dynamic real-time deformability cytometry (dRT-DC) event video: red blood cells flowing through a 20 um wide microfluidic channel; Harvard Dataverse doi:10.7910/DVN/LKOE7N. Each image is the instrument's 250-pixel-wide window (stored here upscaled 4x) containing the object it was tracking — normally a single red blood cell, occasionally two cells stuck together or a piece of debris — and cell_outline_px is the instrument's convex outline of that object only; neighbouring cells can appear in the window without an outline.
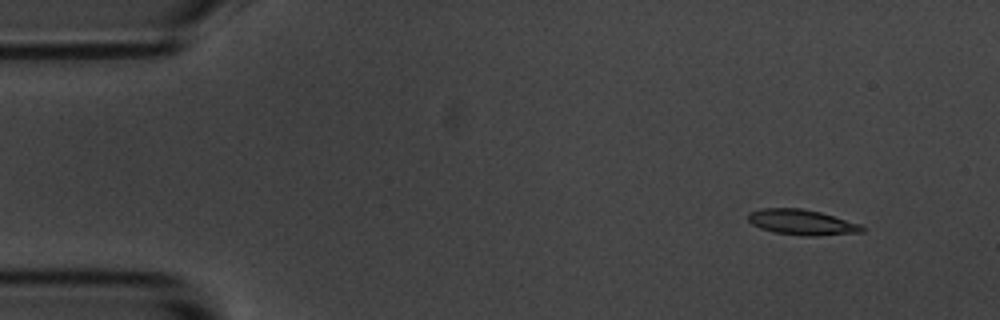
{"species": "common noctule bat (a hibernating species)", "species_latin": "Nyctalus noctula", "temperature_condition": "room temperature", "stored_images_in_passage": 5, "camera_frame_rate_fps": 3000, "um_per_image_px": 0.085, "animal": {"sex": "male", "body_mass_g": 20.1, "forearm_length_mm": 53.5}, "frame": {"image": 1, "passage_image": 2, "time_ms": 1.333, "image_size_px": [1000, 320], "cell_outline_px": [[864, 232], [816, 236], [804, 236], [776, 232], [760, 228], [752, 224], [748, 220], [748, 212], [760, 208], [800, 208], [820, 212], [860, 224], [864, 228]], "centroid_in_image_um": [68.14, 18.89], "position_along_channel_um": 16.9, "area_um2": 16.82}}
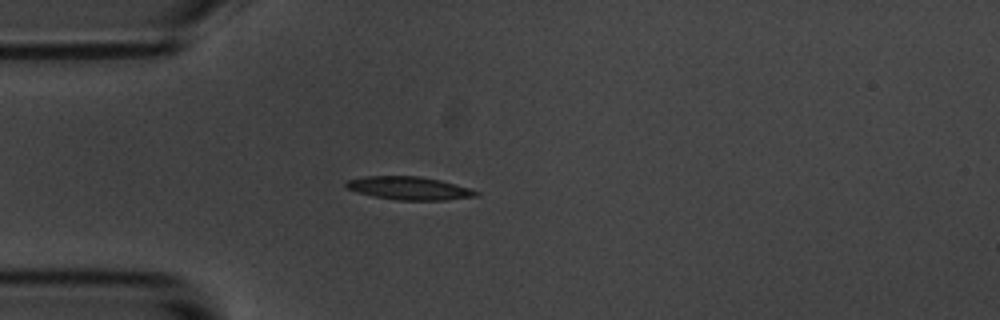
{"frame": {"image": 2, "passage_image": 5, "time_ms": 4.667, "image_size_px": [1000, 320], "cell_outline_px": [[480, 196], [444, 200], [396, 200], [372, 196], [356, 192], [348, 188], [344, 184], [348, 180], [364, 176], [420, 176], [440, 180], [468, 188], [480, 192]], "centroid_in_image_um": [34.77, 16.0], "position_along_channel_um": 50.2, "area_um2": 17.51}}